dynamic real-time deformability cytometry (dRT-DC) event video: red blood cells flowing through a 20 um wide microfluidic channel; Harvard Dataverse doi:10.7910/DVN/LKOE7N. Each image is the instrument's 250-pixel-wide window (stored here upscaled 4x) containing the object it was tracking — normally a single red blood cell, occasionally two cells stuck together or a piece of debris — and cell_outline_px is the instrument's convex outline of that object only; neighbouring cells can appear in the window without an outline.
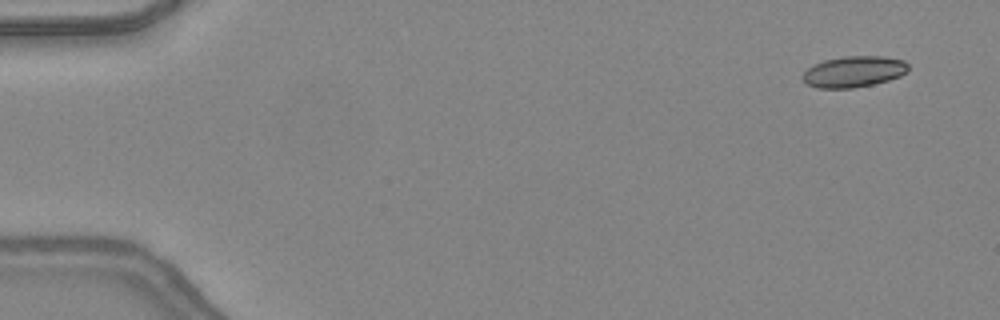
{"species": "common noctule bat (a hibernating species)", "species_latin": "Nyctalus noctula", "temperature_condition": "warm", "stored_images_in_passage": 48, "camera_frame_rate_fps": 3000, "um_per_image_px": 0.085, "animal": {"sex": "female", "body_mass_g": 24.6, "forearm_length_mm": 56.2}, "frame": {"image": 1, "passage_image": 3, "time_ms": 0.667, "image_size_px": [1000, 320], "cell_outline_px": [[908, 68], [900, 76], [888, 80], [872, 84], [852, 88], [816, 88], [808, 84], [800, 76], [812, 64], [824, 60], [844, 56], [884, 56], [904, 60], [908, 64]], "centroid_in_image_um": [72.54, 6.08], "position_along_channel_um": 12.5, "area_um2": 19.13}}
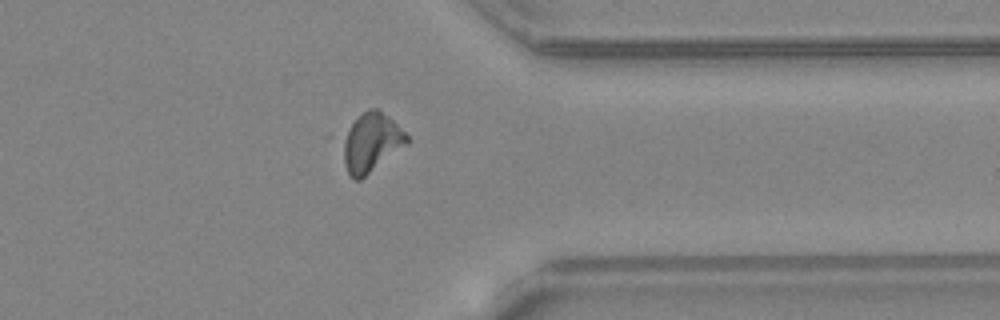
{"frame": {"image": 2, "passage_image": 38, "time_ms": 12.333, "image_size_px": [1000, 320], "cell_outline_px": [[408, 144], [360, 180], [352, 180], [344, 164], [340, 136], [368, 108], [376, 108], [388, 116], [408, 136]], "centroid_in_image_um": [31.51, 12.14], "position_along_channel_um": 379.9, "area_um2": 22.02}}
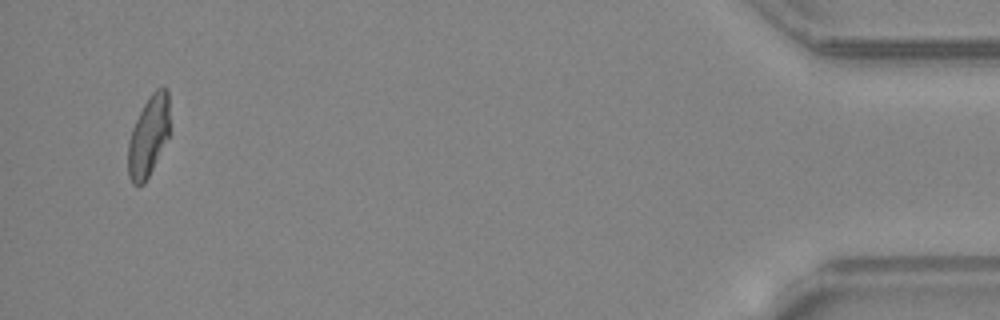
{"frame": {"image": 3, "passage_image": 46, "time_ms": 15.0, "image_size_px": [1000, 320], "cell_outline_px": [[168, 136], [144, 184], [132, 184], [128, 176], [128, 140], [132, 128], [144, 104], [152, 92], [156, 88], [168, 88]], "centroid_in_image_um": [12.59, 11.57], "position_along_channel_um": 422.6, "area_um2": 19.07}, "authors_computed_cell_mechanics": {"area_um2": 20.3167, "velocity_mm_per_s": 4.3803, "shape_relaxation_time_tau1_ms": null, "shape_relaxation_time_tau2_ms": 3.0857, "deformation_change_tau1": null, "deformation_change_tau2": 0.1192}}